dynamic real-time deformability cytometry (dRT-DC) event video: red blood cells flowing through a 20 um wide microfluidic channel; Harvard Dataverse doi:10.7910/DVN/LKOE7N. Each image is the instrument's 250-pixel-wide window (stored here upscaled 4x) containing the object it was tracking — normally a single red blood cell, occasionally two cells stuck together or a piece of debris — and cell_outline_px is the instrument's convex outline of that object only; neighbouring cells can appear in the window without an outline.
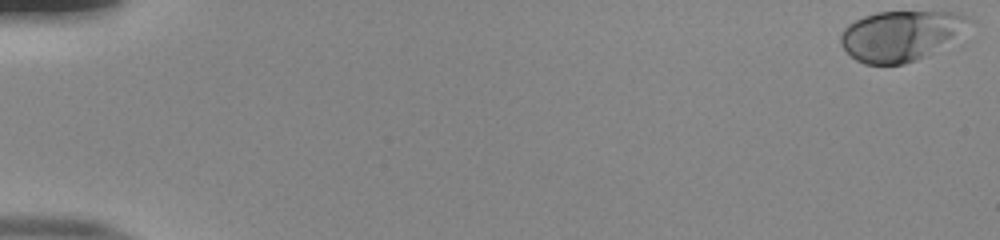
{"species": "human", "species_latin": "Homo sapiens", "temperature_condition": "room temperature", "stored_images_in_passage": 54, "camera_frame_rate_fps": 3000, "um_per_image_px": 0.085, "donor": {"sex": "male"}, "frame": {"image": 1, "passage_image": 1, "time_ms": 0.0, "image_size_px": [1000, 240], "cell_outline_px": [[972, 20], [924, 56], [916, 60], [904, 64], [864, 64], [856, 60], [840, 44], [840, 36], [844, 28], [848, 24], [864, 16], [876, 12], [960, 12], [968, 16]], "centroid_in_image_um": [76.43, 3.01], "position_along_channel_um": 8.6, "area_um2": 36.18}}
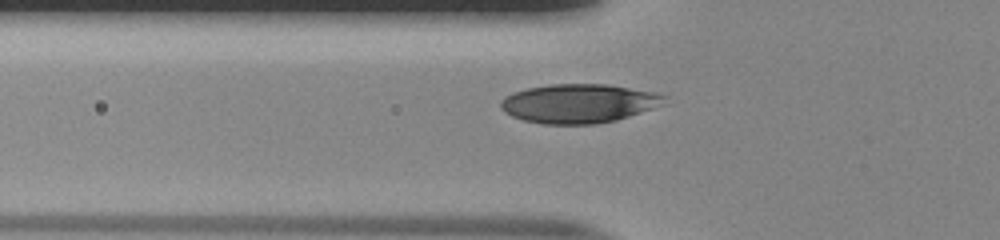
{"frame": {"image": 2, "passage_image": 20, "time_ms": 6.333, "image_size_px": [1000, 240], "cell_outline_px": [[668, 96], [664, 104], [616, 120], [596, 124], [544, 124], [524, 120], [512, 116], [504, 112], [500, 108], [500, 100], [504, 96], [512, 92], [528, 88], [548, 84], [608, 84], [656, 92]], "centroid_in_image_um": [49.18, 8.78], "position_along_channel_um": 76.6, "area_um2": 37.4}}
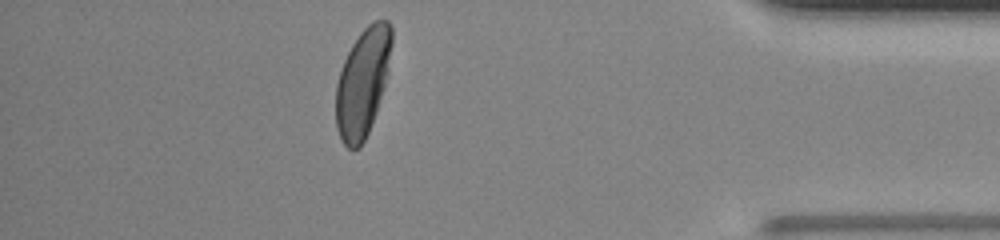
{"frame": {"image": 3, "passage_image": 48, "time_ms": 15.667, "image_size_px": [1000, 240], "cell_outline_px": [[392, 44], [388, 76], [376, 112], [368, 132], [360, 148], [348, 148], [340, 140], [336, 128], [336, 84], [340, 68], [352, 44], [360, 32], [368, 24], [376, 20], [388, 20], [392, 24]], "centroid_in_image_um": [30.83, 6.99], "position_along_channel_um": 404.4, "area_um2": 35.55}, "authors_computed_cell_mechanics": {"area_um2": 36.7319, "velocity_mm_per_s": 3.8783, "shape_relaxation_time_tau1_ms": 3.1071, "shape_relaxation_time_tau2_ms": null, "deformation_change_tau1": 0.1615, "deformation_change_tau2": null}}